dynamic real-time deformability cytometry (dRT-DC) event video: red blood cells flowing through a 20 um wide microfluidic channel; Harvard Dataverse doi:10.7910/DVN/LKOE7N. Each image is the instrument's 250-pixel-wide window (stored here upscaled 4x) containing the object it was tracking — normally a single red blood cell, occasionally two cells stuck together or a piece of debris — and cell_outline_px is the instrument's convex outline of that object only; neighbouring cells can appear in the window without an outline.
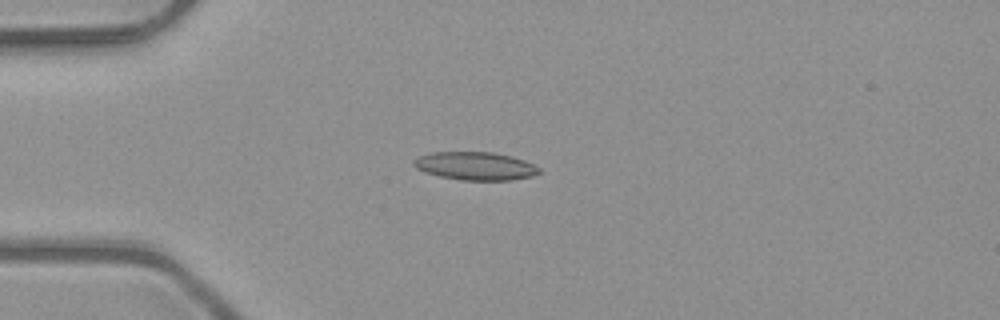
{"species": "common noctule bat (a hibernating species)", "species_latin": "Nyctalus noctula", "temperature_condition": "room temperature", "stored_images_in_passage": 6, "camera_frame_rate_fps": 3000, "um_per_image_px": 0.085, "animal": {"sex": "male", "body_mass_g": 23.1, "forearm_length_mm": 52.7}, "frame": {"image": 1, "passage_image": 3, "time_ms": 0.667, "image_size_px": [1000, 320], "cell_outline_px": [[540, 172], [532, 176], [512, 180], [460, 180], [440, 176], [416, 168], [412, 164], [412, 160], [420, 156], [432, 152], [492, 152], [512, 156], [524, 160], [540, 168]], "centroid_in_image_um": [40.41, 14.1], "position_along_channel_um": 44.6, "area_um2": 20.46}}
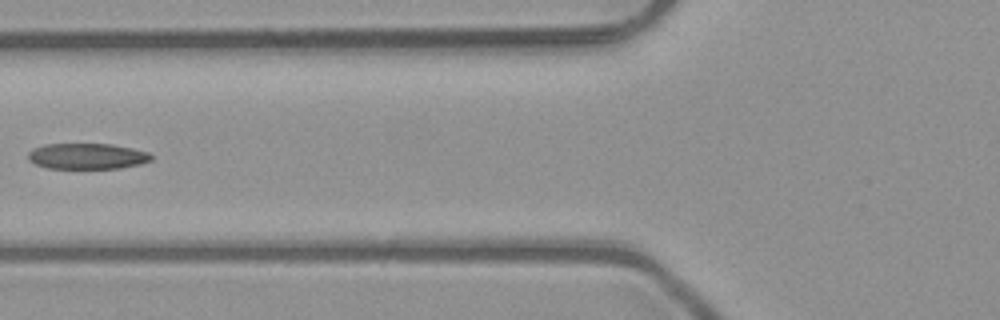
{"frame": {"image": 2, "passage_image": 5, "time_ms": 1.333, "image_size_px": [1000, 320], "cell_outline_px": [[152, 160], [140, 164], [120, 168], [48, 168], [36, 164], [28, 160], [28, 152], [32, 148], [44, 144], [112, 144], [132, 148], [148, 152], [152, 156]], "centroid_in_image_um": [7.39, 13.27], "position_along_channel_um": 118.4, "area_um2": 18.55}}
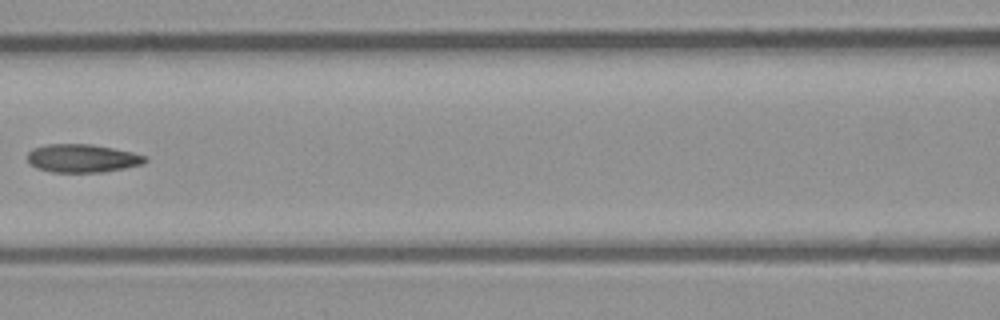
{"frame": {"image": 3, "passage_image": 6, "time_ms": 1.667, "image_size_px": [1000, 320], "cell_outline_px": [[148, 160], [140, 164], [124, 168], [104, 172], [52, 172], [36, 168], [28, 164], [28, 152], [32, 148], [48, 144], [92, 144], [132, 152], [148, 156]], "centroid_in_image_um": [6.97, 13.45], "position_along_channel_um": 159.6, "area_um2": 19.42}}